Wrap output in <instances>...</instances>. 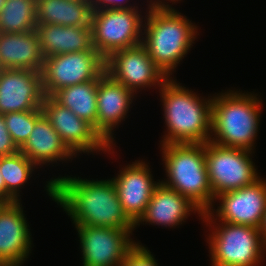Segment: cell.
Listing matches in <instances>:
<instances>
[{"mask_svg":"<svg viewBox=\"0 0 266 266\" xmlns=\"http://www.w3.org/2000/svg\"><path fill=\"white\" fill-rule=\"evenodd\" d=\"M75 228L80 238L83 266H121L137 245L130 236L132 231L89 225H75Z\"/></svg>","mask_w":266,"mask_h":266,"instance_id":"obj_11","label":"cell"},{"mask_svg":"<svg viewBox=\"0 0 266 266\" xmlns=\"http://www.w3.org/2000/svg\"><path fill=\"white\" fill-rule=\"evenodd\" d=\"M37 166L22 152L0 157V171L6 185V203L19 202V189L27 183Z\"/></svg>","mask_w":266,"mask_h":266,"instance_id":"obj_25","label":"cell"},{"mask_svg":"<svg viewBox=\"0 0 266 266\" xmlns=\"http://www.w3.org/2000/svg\"><path fill=\"white\" fill-rule=\"evenodd\" d=\"M156 261L150 250L137 242L121 266H158Z\"/></svg>","mask_w":266,"mask_h":266,"instance_id":"obj_27","label":"cell"},{"mask_svg":"<svg viewBox=\"0 0 266 266\" xmlns=\"http://www.w3.org/2000/svg\"><path fill=\"white\" fill-rule=\"evenodd\" d=\"M45 94L42 73L3 69L0 73V114L41 108Z\"/></svg>","mask_w":266,"mask_h":266,"instance_id":"obj_14","label":"cell"},{"mask_svg":"<svg viewBox=\"0 0 266 266\" xmlns=\"http://www.w3.org/2000/svg\"><path fill=\"white\" fill-rule=\"evenodd\" d=\"M253 151L205 143V159L214 198L251 185L260 178L253 164Z\"/></svg>","mask_w":266,"mask_h":266,"instance_id":"obj_8","label":"cell"},{"mask_svg":"<svg viewBox=\"0 0 266 266\" xmlns=\"http://www.w3.org/2000/svg\"><path fill=\"white\" fill-rule=\"evenodd\" d=\"M2 70H3V67H2V65H1V63H0V73H1Z\"/></svg>","mask_w":266,"mask_h":266,"instance_id":"obj_35","label":"cell"},{"mask_svg":"<svg viewBox=\"0 0 266 266\" xmlns=\"http://www.w3.org/2000/svg\"><path fill=\"white\" fill-rule=\"evenodd\" d=\"M127 2H129V1L128 0H94L93 1V6H94L93 10L128 9V8L136 7V6L128 5Z\"/></svg>","mask_w":266,"mask_h":266,"instance_id":"obj_29","label":"cell"},{"mask_svg":"<svg viewBox=\"0 0 266 266\" xmlns=\"http://www.w3.org/2000/svg\"><path fill=\"white\" fill-rule=\"evenodd\" d=\"M19 151L12 141L10 133L6 127L4 114H0V157L10 156Z\"/></svg>","mask_w":266,"mask_h":266,"instance_id":"obj_28","label":"cell"},{"mask_svg":"<svg viewBox=\"0 0 266 266\" xmlns=\"http://www.w3.org/2000/svg\"><path fill=\"white\" fill-rule=\"evenodd\" d=\"M44 60L36 30L22 33H0V63L3 69L42 72Z\"/></svg>","mask_w":266,"mask_h":266,"instance_id":"obj_19","label":"cell"},{"mask_svg":"<svg viewBox=\"0 0 266 266\" xmlns=\"http://www.w3.org/2000/svg\"><path fill=\"white\" fill-rule=\"evenodd\" d=\"M217 225L210 224L212 234L207 238L212 266L260 264L266 250L260 228L226 222Z\"/></svg>","mask_w":266,"mask_h":266,"instance_id":"obj_6","label":"cell"},{"mask_svg":"<svg viewBox=\"0 0 266 266\" xmlns=\"http://www.w3.org/2000/svg\"><path fill=\"white\" fill-rule=\"evenodd\" d=\"M105 73L134 93L145 87H162L168 79L142 45L111 53L105 59Z\"/></svg>","mask_w":266,"mask_h":266,"instance_id":"obj_12","label":"cell"},{"mask_svg":"<svg viewBox=\"0 0 266 266\" xmlns=\"http://www.w3.org/2000/svg\"><path fill=\"white\" fill-rule=\"evenodd\" d=\"M19 151L37 166L66 161L75 155L44 115L35 123L33 131Z\"/></svg>","mask_w":266,"mask_h":266,"instance_id":"obj_21","label":"cell"},{"mask_svg":"<svg viewBox=\"0 0 266 266\" xmlns=\"http://www.w3.org/2000/svg\"><path fill=\"white\" fill-rule=\"evenodd\" d=\"M0 200L6 203V185L0 171Z\"/></svg>","mask_w":266,"mask_h":266,"instance_id":"obj_31","label":"cell"},{"mask_svg":"<svg viewBox=\"0 0 266 266\" xmlns=\"http://www.w3.org/2000/svg\"><path fill=\"white\" fill-rule=\"evenodd\" d=\"M98 78L58 90L52 97L76 116L90 123L97 132Z\"/></svg>","mask_w":266,"mask_h":266,"instance_id":"obj_23","label":"cell"},{"mask_svg":"<svg viewBox=\"0 0 266 266\" xmlns=\"http://www.w3.org/2000/svg\"><path fill=\"white\" fill-rule=\"evenodd\" d=\"M257 96L237 90L214 95L210 141L224 147L254 150L262 109V99Z\"/></svg>","mask_w":266,"mask_h":266,"instance_id":"obj_4","label":"cell"},{"mask_svg":"<svg viewBox=\"0 0 266 266\" xmlns=\"http://www.w3.org/2000/svg\"><path fill=\"white\" fill-rule=\"evenodd\" d=\"M163 1V2H162ZM150 0V4L148 5V9L149 8H172L171 5L169 6V4H167L166 2H164V0ZM168 1H172L174 2L173 4H175L176 1H181V0H168Z\"/></svg>","mask_w":266,"mask_h":266,"instance_id":"obj_30","label":"cell"},{"mask_svg":"<svg viewBox=\"0 0 266 266\" xmlns=\"http://www.w3.org/2000/svg\"><path fill=\"white\" fill-rule=\"evenodd\" d=\"M41 73L45 96H53L62 88L100 78L105 59L97 51L54 55L45 58Z\"/></svg>","mask_w":266,"mask_h":266,"instance_id":"obj_9","label":"cell"},{"mask_svg":"<svg viewBox=\"0 0 266 266\" xmlns=\"http://www.w3.org/2000/svg\"><path fill=\"white\" fill-rule=\"evenodd\" d=\"M36 0H6L0 11V33L36 30Z\"/></svg>","mask_w":266,"mask_h":266,"instance_id":"obj_24","label":"cell"},{"mask_svg":"<svg viewBox=\"0 0 266 266\" xmlns=\"http://www.w3.org/2000/svg\"><path fill=\"white\" fill-rule=\"evenodd\" d=\"M167 133L160 144H205L210 141L213 97L204 99L174 79L160 87Z\"/></svg>","mask_w":266,"mask_h":266,"instance_id":"obj_2","label":"cell"},{"mask_svg":"<svg viewBox=\"0 0 266 266\" xmlns=\"http://www.w3.org/2000/svg\"><path fill=\"white\" fill-rule=\"evenodd\" d=\"M42 113L61 136L65 145L77 153L111 152V148L87 121L76 116L70 109L63 107L52 96H45Z\"/></svg>","mask_w":266,"mask_h":266,"instance_id":"obj_13","label":"cell"},{"mask_svg":"<svg viewBox=\"0 0 266 266\" xmlns=\"http://www.w3.org/2000/svg\"><path fill=\"white\" fill-rule=\"evenodd\" d=\"M217 199L220 200L217 210L211 208L201 217L204 222H208L207 226L220 220L218 222L260 228L266 211V180L259 178L251 185L220 194L215 201Z\"/></svg>","mask_w":266,"mask_h":266,"instance_id":"obj_10","label":"cell"},{"mask_svg":"<svg viewBox=\"0 0 266 266\" xmlns=\"http://www.w3.org/2000/svg\"><path fill=\"white\" fill-rule=\"evenodd\" d=\"M194 211L199 217L203 215L201 210L193 204L187 197L182 196L176 190L170 189L161 182L154 188L144 214L135 223V227L140 223L148 222L165 227H176L190 216Z\"/></svg>","mask_w":266,"mask_h":266,"instance_id":"obj_18","label":"cell"},{"mask_svg":"<svg viewBox=\"0 0 266 266\" xmlns=\"http://www.w3.org/2000/svg\"><path fill=\"white\" fill-rule=\"evenodd\" d=\"M147 11L141 45L155 65L171 78L194 43L198 28L175 8H149Z\"/></svg>","mask_w":266,"mask_h":266,"instance_id":"obj_3","label":"cell"},{"mask_svg":"<svg viewBox=\"0 0 266 266\" xmlns=\"http://www.w3.org/2000/svg\"><path fill=\"white\" fill-rule=\"evenodd\" d=\"M36 32L44 58L71 52L96 51L92 46L91 26L37 24Z\"/></svg>","mask_w":266,"mask_h":266,"instance_id":"obj_20","label":"cell"},{"mask_svg":"<svg viewBox=\"0 0 266 266\" xmlns=\"http://www.w3.org/2000/svg\"><path fill=\"white\" fill-rule=\"evenodd\" d=\"M93 9L87 0H36L37 24L90 26Z\"/></svg>","mask_w":266,"mask_h":266,"instance_id":"obj_22","label":"cell"},{"mask_svg":"<svg viewBox=\"0 0 266 266\" xmlns=\"http://www.w3.org/2000/svg\"><path fill=\"white\" fill-rule=\"evenodd\" d=\"M111 180L116 186L124 213L135 224L144 214L160 180L154 182L149 166L142 160L128 164Z\"/></svg>","mask_w":266,"mask_h":266,"instance_id":"obj_15","label":"cell"},{"mask_svg":"<svg viewBox=\"0 0 266 266\" xmlns=\"http://www.w3.org/2000/svg\"><path fill=\"white\" fill-rule=\"evenodd\" d=\"M5 1H6V0H0V11H1V9L3 8Z\"/></svg>","mask_w":266,"mask_h":266,"instance_id":"obj_33","label":"cell"},{"mask_svg":"<svg viewBox=\"0 0 266 266\" xmlns=\"http://www.w3.org/2000/svg\"><path fill=\"white\" fill-rule=\"evenodd\" d=\"M6 203L2 200H0V209L5 205Z\"/></svg>","mask_w":266,"mask_h":266,"instance_id":"obj_34","label":"cell"},{"mask_svg":"<svg viewBox=\"0 0 266 266\" xmlns=\"http://www.w3.org/2000/svg\"><path fill=\"white\" fill-rule=\"evenodd\" d=\"M43 116L42 109L4 114L6 127L12 141L20 149L34 129L35 123Z\"/></svg>","mask_w":266,"mask_h":266,"instance_id":"obj_26","label":"cell"},{"mask_svg":"<svg viewBox=\"0 0 266 266\" xmlns=\"http://www.w3.org/2000/svg\"><path fill=\"white\" fill-rule=\"evenodd\" d=\"M260 231H261V234H262V239H263V242L266 246V211H265V216L263 217V221H262V225L260 227Z\"/></svg>","mask_w":266,"mask_h":266,"instance_id":"obj_32","label":"cell"},{"mask_svg":"<svg viewBox=\"0 0 266 266\" xmlns=\"http://www.w3.org/2000/svg\"><path fill=\"white\" fill-rule=\"evenodd\" d=\"M134 92L107 73L98 78L97 88V133L113 147L114 128L121 123L133 102Z\"/></svg>","mask_w":266,"mask_h":266,"instance_id":"obj_17","label":"cell"},{"mask_svg":"<svg viewBox=\"0 0 266 266\" xmlns=\"http://www.w3.org/2000/svg\"><path fill=\"white\" fill-rule=\"evenodd\" d=\"M166 187L187 197L202 213L214 207L205 159V144H161ZM213 204V205H212Z\"/></svg>","mask_w":266,"mask_h":266,"instance_id":"obj_5","label":"cell"},{"mask_svg":"<svg viewBox=\"0 0 266 266\" xmlns=\"http://www.w3.org/2000/svg\"><path fill=\"white\" fill-rule=\"evenodd\" d=\"M27 223L20 201L0 209V266H22L28 258L32 240Z\"/></svg>","mask_w":266,"mask_h":266,"instance_id":"obj_16","label":"cell"},{"mask_svg":"<svg viewBox=\"0 0 266 266\" xmlns=\"http://www.w3.org/2000/svg\"><path fill=\"white\" fill-rule=\"evenodd\" d=\"M138 11V7L93 10L92 46L104 59L115 51L141 45L144 17Z\"/></svg>","mask_w":266,"mask_h":266,"instance_id":"obj_7","label":"cell"},{"mask_svg":"<svg viewBox=\"0 0 266 266\" xmlns=\"http://www.w3.org/2000/svg\"><path fill=\"white\" fill-rule=\"evenodd\" d=\"M48 195L64 209L75 225L112 227L134 231L135 224L124 213L111 179L85 180L64 176L51 178Z\"/></svg>","mask_w":266,"mask_h":266,"instance_id":"obj_1","label":"cell"}]
</instances>
